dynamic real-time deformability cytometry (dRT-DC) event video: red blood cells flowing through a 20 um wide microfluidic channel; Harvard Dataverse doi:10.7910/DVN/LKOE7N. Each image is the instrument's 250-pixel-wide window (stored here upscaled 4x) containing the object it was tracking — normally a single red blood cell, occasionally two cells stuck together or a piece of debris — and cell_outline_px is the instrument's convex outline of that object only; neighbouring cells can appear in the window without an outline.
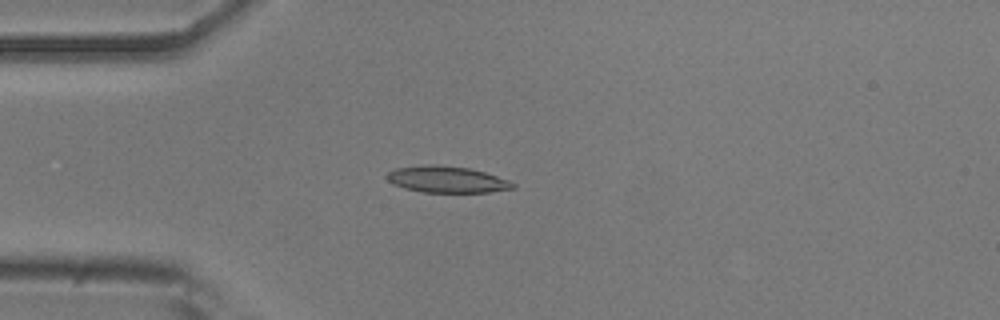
{"species": "common noctule bat (a hibernating species)", "species_latin": "Nyctalus noctula", "temperature_condition": "room temperature", "stored_images_in_passage": 54, "camera_frame_rate_fps": 3000, "um_per_image_px": 0.085, "animal": {"sex": "male", "body_mass_g": 20.5, "forearm_length_mm": 52.5}, "frame": {"image": 1, "passage_image": 14, "time_ms": 4.333, "image_size_px": [1000, 320], "cell_outline_px": [[516, 188], [488, 192], [424, 192], [404, 188], [392, 184], [384, 176], [388, 172], [396, 168], [424, 164], [432, 164], [468, 168], [484, 172], [508, 180], [516, 184]], "centroid_in_image_um": [37.95, 15.25], "position_along_channel_um": 47.1, "area_um2": 19.42}}
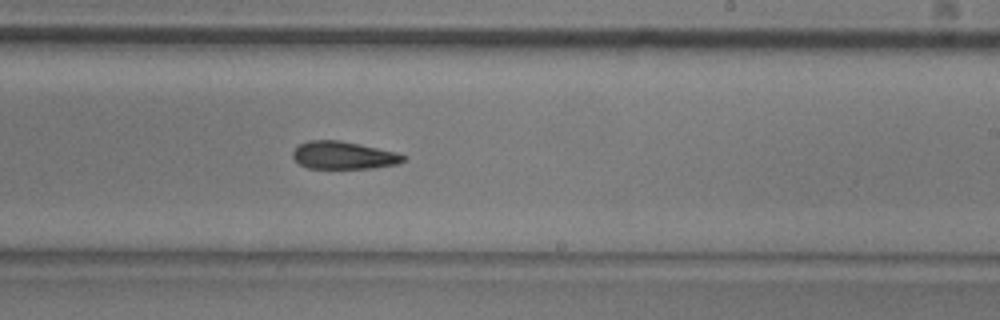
{"frame": {"image": 2, "passage_image": 32, "time_ms": 10.333, "image_size_px": [1000, 320], "cell_outline_px": [[404, 160], [400, 164], [372, 168], [308, 168], [300, 164], [292, 156], [292, 152], [300, 144], [308, 140], [340, 140], [396, 152], [404, 156]], "centroid_in_image_um": [29.19, 13.2], "position_along_channel_um": 259.8, "area_um2": 17.69}}
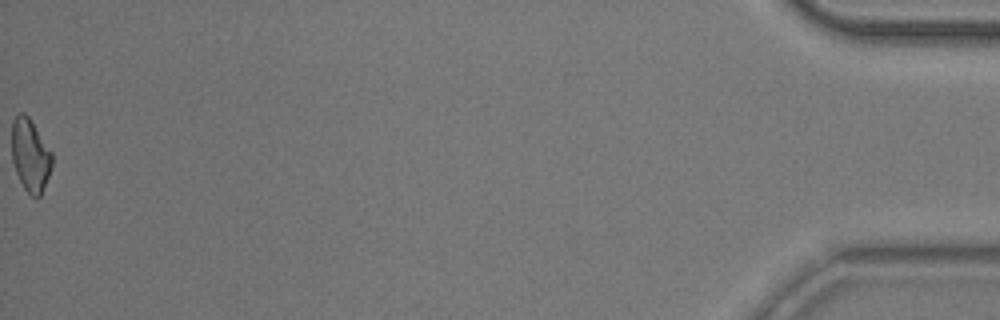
{"frame": {"image": 3, "passage_image": 54, "time_ms": 17.667, "image_size_px": [1000, 320], "cell_outline_px": [[52, 164], [48, 176], [40, 196], [36, 200], [24, 188], [16, 172], [12, 160], [12, 120], [20, 112], [24, 112], [28, 116], [52, 152]], "centroid_in_image_um": [2.56, 13.19], "position_along_channel_um": 432.6, "area_um2": 16.94}, "authors_computed_cell_mechanics": {"area_um2": 18.5249, "velocity_mm_per_s": 3.7597, "shape_relaxation_time_tau1_ms": 7.0015, "shape_relaxation_time_tau2_ms": 10.1804, "deformation_change_tau1": 0.1659, "deformation_change_tau2": 0.2174}}